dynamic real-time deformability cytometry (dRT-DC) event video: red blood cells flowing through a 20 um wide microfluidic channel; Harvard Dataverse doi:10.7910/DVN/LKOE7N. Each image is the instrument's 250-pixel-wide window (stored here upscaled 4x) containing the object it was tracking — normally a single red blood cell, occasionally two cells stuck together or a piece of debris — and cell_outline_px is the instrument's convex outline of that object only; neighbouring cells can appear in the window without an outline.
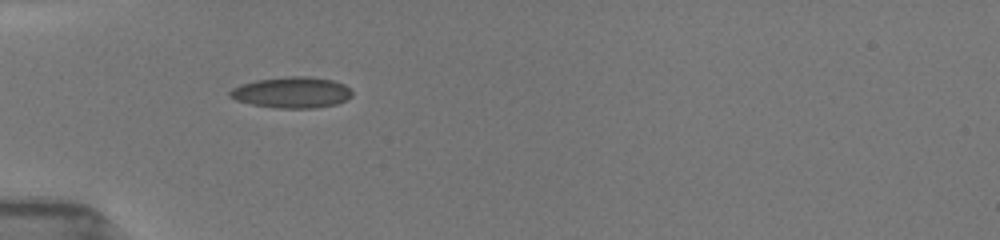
{"species": "common noctule bat (a hibernating species)", "species_latin": "Nyctalus noctula", "temperature_condition": "room temperature", "stored_images_in_passage": 12, "camera_frame_rate_fps": 3000, "um_per_image_px": 0.085, "animal": {"sex": "female", "body_mass_g": 19.5, "forearm_length_mm": 54.1}, "frame": {"image": 1, "passage_image": 1, "time_ms": 0.0, "image_size_px": [1000, 240], "cell_outline_px": [[352, 96], [348, 100], [336, 104], [316, 108], [276, 108], [252, 104], [236, 100], [228, 96], [228, 92], [232, 88], [240, 84], [256, 80], [288, 76], [308, 76], [332, 80], [344, 84], [352, 92]], "centroid_in_image_um": [24.8, 7.86], "position_along_channel_um": 60.2, "area_um2": 22.25}}
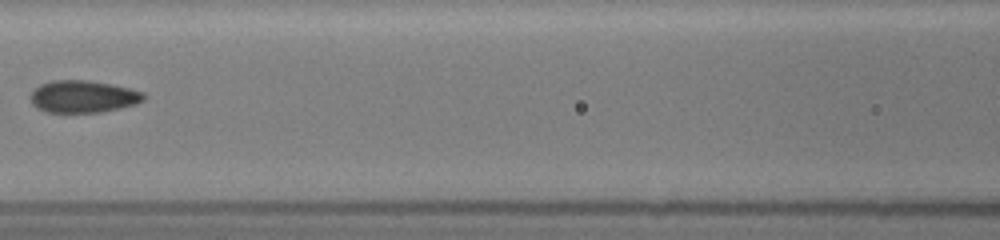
{"frame": {"image": 2, "passage_image": 5, "time_ms": 2.667, "image_size_px": [1000, 240], "cell_outline_px": [[144, 100], [136, 104], [120, 108], [100, 112], [48, 112], [36, 108], [32, 104], [28, 96], [40, 84], [52, 80], [84, 80], [108, 84], [128, 88], [144, 92]], "centroid_in_image_um": [7.02, 8.21], "position_along_channel_um": 159.6, "area_um2": 21.15}}
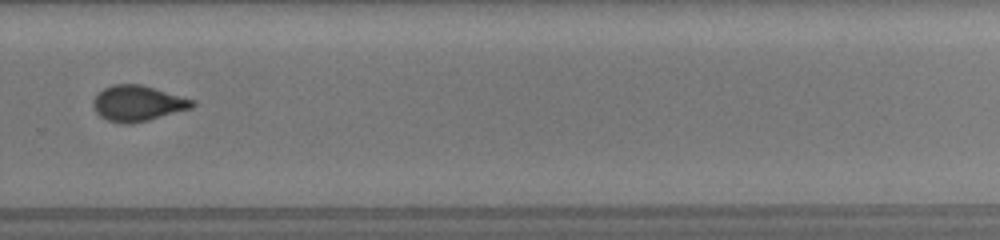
{"frame": {"image": 3, "passage_image": 11, "time_ms": 6.667, "image_size_px": [1000, 240], "cell_outline_px": [[196, 104], [192, 108], [148, 120], [128, 124], [120, 124], [108, 120], [100, 116], [96, 112], [92, 104], [92, 100], [104, 88], [112, 84], [140, 84], [196, 100]], "centroid_in_image_um": [11.71, 8.78], "position_along_channel_um": 318.1, "area_um2": 20.58}}